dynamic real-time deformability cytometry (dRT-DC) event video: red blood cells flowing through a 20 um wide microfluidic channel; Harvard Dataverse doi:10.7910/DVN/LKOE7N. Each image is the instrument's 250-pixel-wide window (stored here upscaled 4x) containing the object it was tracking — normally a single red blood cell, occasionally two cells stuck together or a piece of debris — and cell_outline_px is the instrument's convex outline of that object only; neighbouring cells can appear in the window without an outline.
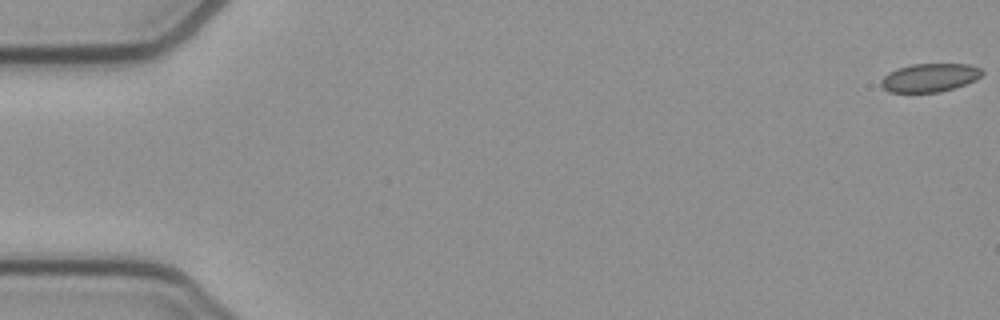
{"species": "common noctule bat (a hibernating species)", "species_latin": "Nyctalus noctula", "temperature_condition": "cold", "stored_images_in_passage": 50, "camera_frame_rate_fps": 3000, "um_per_image_px": 0.085, "animal": {"sex": "female", "body_mass_g": 21.9}, "frame": {"image": 1, "passage_image": 1, "time_ms": 0.0, "image_size_px": [1000, 320], "cell_outline_px": [[984, 72], [976, 80], [940, 92], [888, 92], [880, 84], [880, 80], [888, 72], [912, 64], [968, 64], [980, 68]], "centroid_in_image_um": [79.01, 6.6], "position_along_channel_um": 6.0, "area_um2": 16.59}}
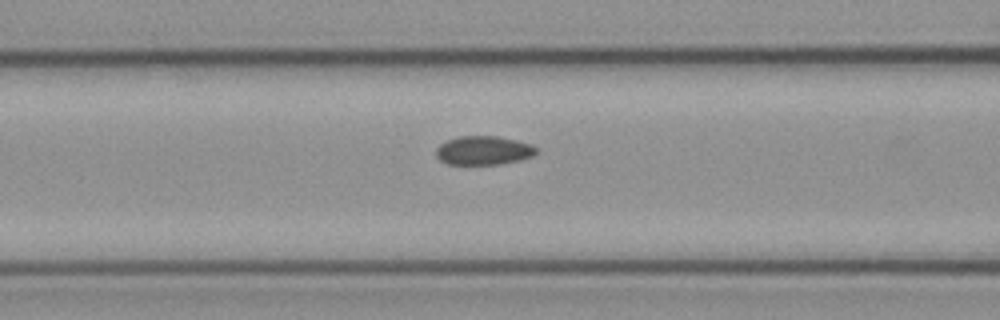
{"frame": {"image": 2, "passage_image": 22, "time_ms": 7.0, "image_size_px": [1000, 320], "cell_outline_px": [[536, 152], [532, 156], [520, 160], [500, 164], [448, 164], [440, 160], [436, 156], [436, 148], [440, 144], [448, 140], [460, 136], [496, 136], [516, 140], [532, 144], [536, 148]], "centroid_in_image_um": [41.09, 12.79], "position_along_channel_um": 125.5, "area_um2": 16.76}}
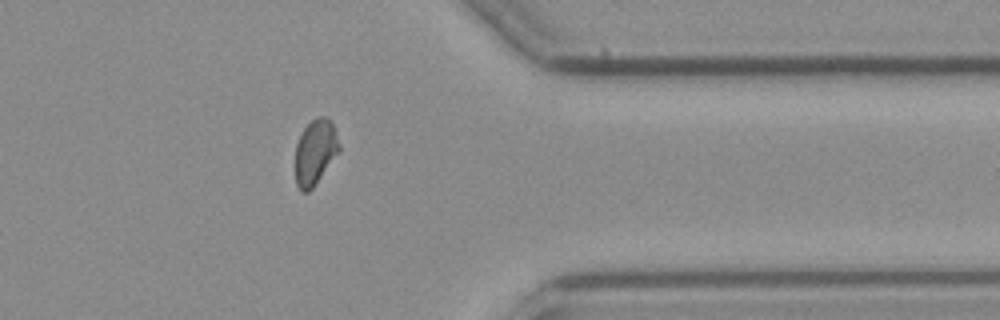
{"frame": {"image": 3, "passage_image": 43, "time_ms": 14.0, "image_size_px": [1000, 320], "cell_outline_px": [[340, 152], [316, 184], [308, 192], [300, 192], [296, 184], [296, 144], [304, 128], [316, 116], [324, 116], [332, 124], [336, 132], [340, 144]], "centroid_in_image_um": [26.81, 12.95], "position_along_channel_um": 384.6, "area_um2": 16.76}}